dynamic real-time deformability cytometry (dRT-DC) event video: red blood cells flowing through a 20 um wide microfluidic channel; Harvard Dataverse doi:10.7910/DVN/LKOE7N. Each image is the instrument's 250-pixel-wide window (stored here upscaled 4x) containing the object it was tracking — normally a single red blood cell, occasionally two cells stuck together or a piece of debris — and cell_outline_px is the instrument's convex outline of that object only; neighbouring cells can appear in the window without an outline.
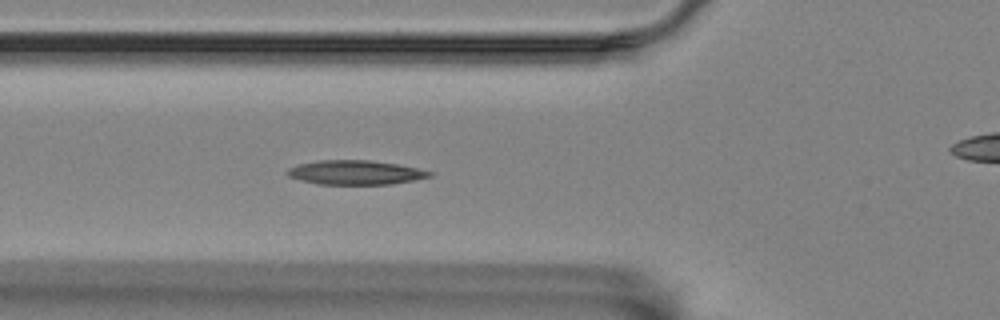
{"species": "Egyptian fruit bat (a non-hibernating species)", "species_latin": "Rousettus aegyptiacus", "temperature_condition": "room temperature", "stored_images_in_passage": 7, "segment_of_instrument_passage": [1, 2], "camera_frame_rate_fps": 3000, "um_per_image_px": 0.085, "animal": {"sex": "female"}, "frame": {"image": 1, "passage_image": 6, "time_ms": 1.667, "image_size_px": [1000, 320], "cell_outline_px": [[436, 172], [432, 176], [416, 180], [392, 184], [316, 184], [300, 180], [288, 176], [284, 172], [288, 168], [300, 164], [320, 160], [368, 160], [396, 164]], "centroid_in_image_um": [30.22, 14.67], "position_along_channel_um": 95.6, "area_um2": 20.17}}